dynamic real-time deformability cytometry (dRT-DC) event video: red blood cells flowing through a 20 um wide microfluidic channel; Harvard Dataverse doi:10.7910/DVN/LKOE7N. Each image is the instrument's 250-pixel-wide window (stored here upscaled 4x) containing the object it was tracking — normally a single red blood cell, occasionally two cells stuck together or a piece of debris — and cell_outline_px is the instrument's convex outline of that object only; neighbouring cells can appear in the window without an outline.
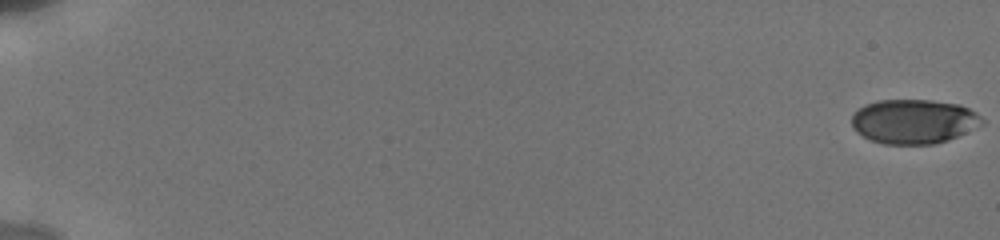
{"species": "human", "species_latin": "Homo sapiens", "temperature_condition": "cold", "stored_images_in_passage": 48, "camera_frame_rate_fps": 3000, "um_per_image_px": 0.085, "donor": {"sex": "male"}, "frame": {"image": 1, "passage_image": 1, "time_ms": 0.0, "image_size_px": [1000, 240], "cell_outline_px": [[984, 124], [948, 140], [932, 144], [884, 144], [872, 140], [856, 132], [852, 128], [852, 116], [864, 104], [876, 100], [932, 100], [960, 104], [976, 112], [984, 120]], "centroid_in_image_um": [77.68, 10.31], "position_along_channel_um": 7.3, "area_um2": 33.81}}
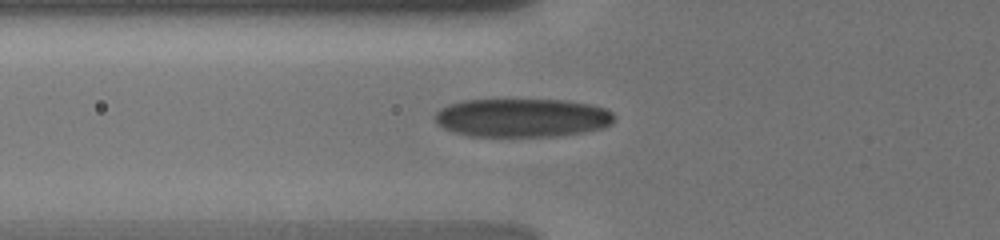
{"frame": {"image": 2, "passage_image": 28, "time_ms": 7.333, "image_size_px": [1000, 240], "cell_outline_px": [[616, 116], [612, 124], [600, 128], [584, 132], [560, 136], [468, 136], [444, 128], [436, 124], [432, 116], [440, 108], [448, 104], [464, 100], [504, 96], [568, 100], [592, 104], [608, 108]], "centroid_in_image_um": [44.37, 9.95], "position_along_channel_um": 81.4, "area_um2": 42.25}}
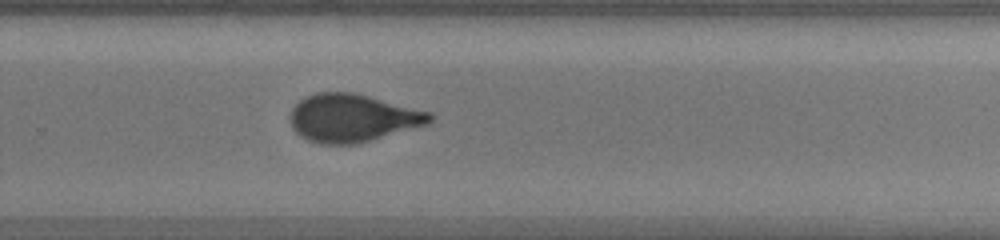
{"frame": {"image": 3, "passage_image": 48, "time_ms": 13.0, "image_size_px": [1000, 240], "cell_outline_px": [[436, 116], [428, 124], [356, 144], [320, 144], [308, 140], [300, 136], [292, 128], [292, 108], [304, 96], [316, 92], [352, 92], [432, 112]], "centroid_in_image_um": [29.98, 10.02], "position_along_channel_um": 299.8, "area_um2": 38.84}}